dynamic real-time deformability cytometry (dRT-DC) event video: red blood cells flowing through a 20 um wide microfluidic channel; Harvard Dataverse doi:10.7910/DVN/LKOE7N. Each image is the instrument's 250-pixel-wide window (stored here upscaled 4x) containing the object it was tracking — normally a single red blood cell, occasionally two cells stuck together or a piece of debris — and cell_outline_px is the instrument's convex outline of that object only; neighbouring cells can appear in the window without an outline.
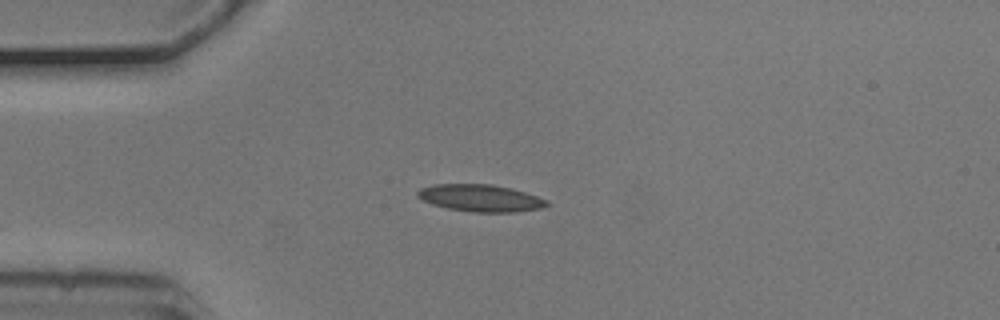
{"species": "common noctule bat (a hibernating species)", "species_latin": "Nyctalus noctula", "temperature_condition": "cold", "stored_images_in_passage": 2, "camera_frame_rate_fps": 3000, "um_per_image_px": 0.085, "animal": {"sex": "male", "body_mass_g": 20.5, "forearm_length_mm": 52.5}, "frame": {"image": 1, "passage_image": 1, "time_ms": 0.0, "image_size_px": [1000, 320], "cell_outline_px": [[548, 204], [540, 208], [516, 212], [472, 212], [448, 208], [432, 204], [416, 196], [416, 192], [420, 188], [432, 184], [492, 184], [524, 192], [548, 200]], "centroid_in_image_um": [40.8, 16.83], "position_along_channel_um": 44.2, "area_um2": 20.23}}